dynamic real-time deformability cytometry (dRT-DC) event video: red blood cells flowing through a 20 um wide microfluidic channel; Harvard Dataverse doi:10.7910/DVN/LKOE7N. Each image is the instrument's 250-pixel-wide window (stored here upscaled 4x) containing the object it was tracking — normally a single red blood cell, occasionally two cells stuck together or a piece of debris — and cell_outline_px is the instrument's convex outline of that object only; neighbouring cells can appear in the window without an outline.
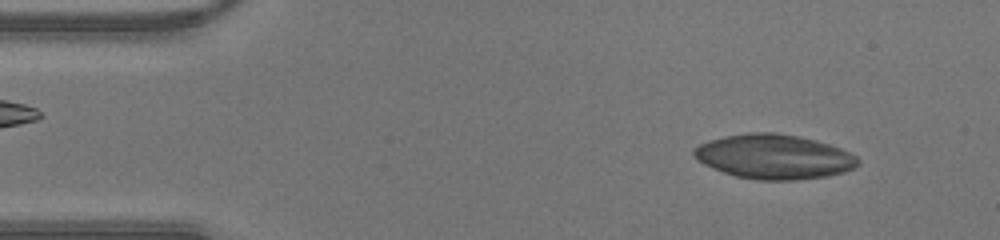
{"species": "human", "species_latin": "Homo sapiens", "temperature_condition": "warm", "stored_images_in_passage": 45, "camera_frame_rate_fps": 3000, "um_per_image_px": 0.085, "donor": {"sex": "male"}, "frame": {"image": 1, "passage_image": 4, "time_ms": 1.0, "image_size_px": [1000, 240], "cell_outline_px": [[860, 164], [844, 172], [824, 176], [796, 180], [756, 180], [736, 176], [724, 172], [704, 164], [692, 152], [700, 144], [708, 140], [724, 136], [748, 132], [772, 132], [796, 136], [816, 140], [840, 148], [856, 156], [860, 160]], "centroid_in_image_um": [65.8, 13.31], "position_along_channel_um": 19.2, "area_um2": 42.25}}
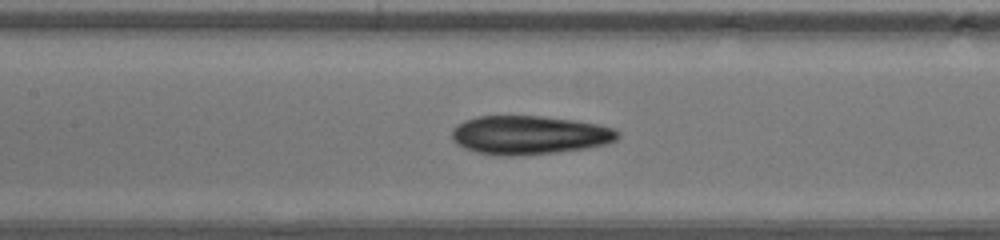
{"frame": {"image": 2, "passage_image": 20, "time_ms": 6.333, "image_size_px": [1000, 240], "cell_outline_px": [[620, 136], [616, 140], [608, 144], [584, 148], [556, 152], [508, 156], [476, 152], [464, 148], [456, 144], [452, 140], [452, 128], [456, 124], [464, 120], [476, 116], [540, 116], [572, 120], [596, 124], [612, 128], [620, 132]], "centroid_in_image_um": [44.95, 11.47], "position_along_channel_um": 162.4, "area_um2": 37.34}}
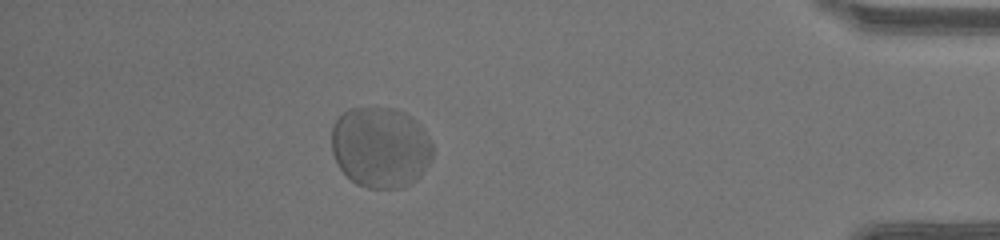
{"frame": {"image": 3, "passage_image": 40, "time_ms": 13.0, "image_size_px": [1000, 240], "cell_outline_px": [[432, 156], [428, 164], [420, 176], [416, 180], [400, 188], [368, 188], [356, 184], [340, 168], [332, 152], [332, 128], [336, 120], [348, 108], [396, 108], [404, 112], [428, 136], [432, 144]], "centroid_in_image_um": [32.32, 12.53], "position_along_channel_um": 402.9, "area_um2": 47.22}}